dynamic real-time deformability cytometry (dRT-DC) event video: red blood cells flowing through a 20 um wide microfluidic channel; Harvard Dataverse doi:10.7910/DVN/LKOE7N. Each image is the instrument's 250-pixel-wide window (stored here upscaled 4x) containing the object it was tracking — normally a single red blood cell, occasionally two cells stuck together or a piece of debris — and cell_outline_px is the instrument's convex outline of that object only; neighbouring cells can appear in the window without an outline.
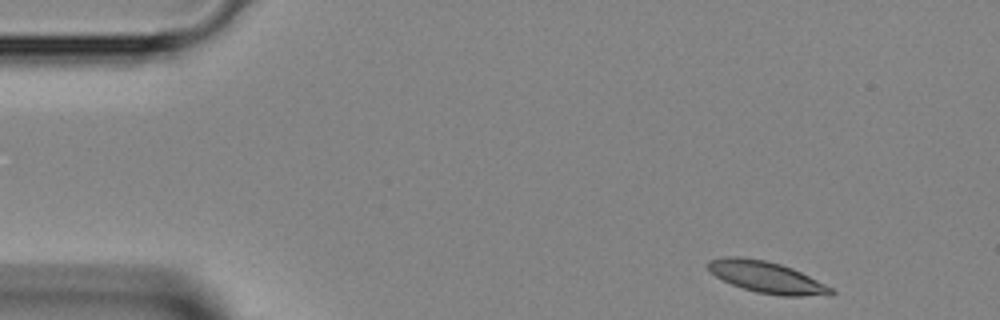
{"species": "Egyptian fruit bat (a non-hibernating species)", "species_latin": "Rousettus aegyptiacus", "temperature_condition": "room temperature", "stored_images_in_passage": 40, "camera_frame_rate_fps": 3000, "um_per_image_px": 0.085, "animal": {"sex": "female"}, "frame": {"image": 1, "passage_image": 1, "time_ms": 0.0, "image_size_px": [1000, 320], "cell_outline_px": [[836, 292], [832, 296], [780, 296], [756, 292], [732, 284], [716, 276], [708, 268], [708, 260], [728, 256], [740, 256], [764, 260], [780, 264], [792, 268], [832, 288]], "centroid_in_image_um": [65.2, 23.57], "position_along_channel_um": 19.8, "area_um2": 22.43}}
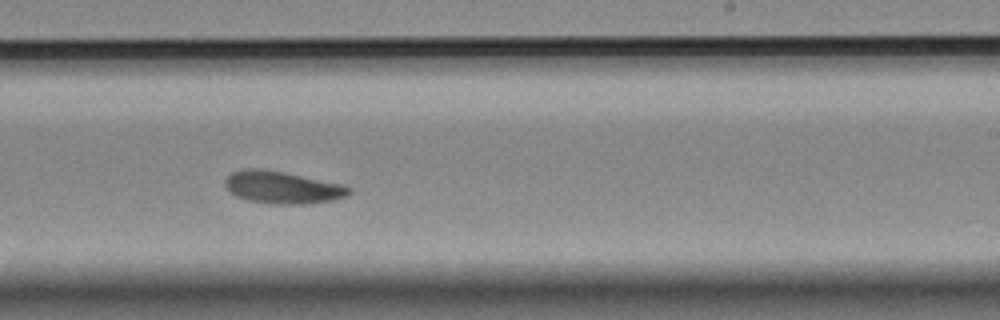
{"frame": {"image": 2, "passage_image": 23, "time_ms": 7.333, "image_size_px": [1000, 320], "cell_outline_px": [[348, 192], [344, 196], [332, 200], [304, 204], [272, 204], [248, 200], [236, 196], [224, 184], [224, 180], [232, 172], [244, 168], [260, 168], [284, 172], [340, 184], [348, 188]], "centroid_in_image_um": [23.92, 15.92], "position_along_channel_um": 265.1, "area_um2": 22.89}}
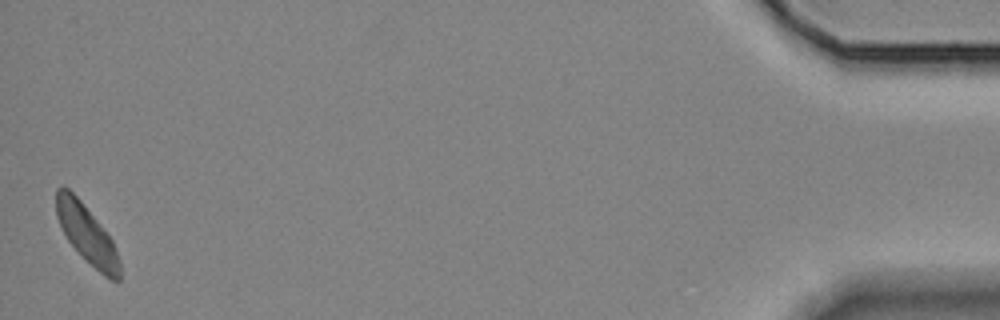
{"frame": {"image": 3, "passage_image": 40, "time_ms": 13.0, "image_size_px": [1000, 320], "cell_outline_px": [[120, 280], [108, 280], [68, 240], [56, 216], [56, 188], [68, 188], [80, 200], [112, 240], [120, 260]], "centroid_in_image_um": [7.39, 19.91], "position_along_channel_um": 427.8, "area_um2": 20.75}}